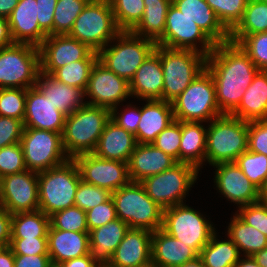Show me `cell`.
<instances>
[{"mask_svg": "<svg viewBox=\"0 0 267 267\" xmlns=\"http://www.w3.org/2000/svg\"><path fill=\"white\" fill-rule=\"evenodd\" d=\"M35 86L66 116L86 104L84 90L61 83L43 72L38 74Z\"/></svg>", "mask_w": 267, "mask_h": 267, "instance_id": "cell-31", "label": "cell"}, {"mask_svg": "<svg viewBox=\"0 0 267 267\" xmlns=\"http://www.w3.org/2000/svg\"><path fill=\"white\" fill-rule=\"evenodd\" d=\"M180 141L181 121L174 120L157 135L152 144L179 162Z\"/></svg>", "mask_w": 267, "mask_h": 267, "instance_id": "cell-49", "label": "cell"}, {"mask_svg": "<svg viewBox=\"0 0 267 267\" xmlns=\"http://www.w3.org/2000/svg\"><path fill=\"white\" fill-rule=\"evenodd\" d=\"M177 161L170 155L157 149L153 144L138 143L128 161V173L131 181L141 182L143 179L159 174Z\"/></svg>", "mask_w": 267, "mask_h": 267, "instance_id": "cell-24", "label": "cell"}, {"mask_svg": "<svg viewBox=\"0 0 267 267\" xmlns=\"http://www.w3.org/2000/svg\"><path fill=\"white\" fill-rule=\"evenodd\" d=\"M90 0H58L54 9L53 35H68L74 21Z\"/></svg>", "mask_w": 267, "mask_h": 267, "instance_id": "cell-40", "label": "cell"}, {"mask_svg": "<svg viewBox=\"0 0 267 267\" xmlns=\"http://www.w3.org/2000/svg\"><path fill=\"white\" fill-rule=\"evenodd\" d=\"M175 120L170 102L147 100L141 108V118L135 135L137 143L152 144L157 135Z\"/></svg>", "mask_w": 267, "mask_h": 267, "instance_id": "cell-29", "label": "cell"}, {"mask_svg": "<svg viewBox=\"0 0 267 267\" xmlns=\"http://www.w3.org/2000/svg\"><path fill=\"white\" fill-rule=\"evenodd\" d=\"M115 22L121 31H131L142 19L143 0H109Z\"/></svg>", "mask_w": 267, "mask_h": 267, "instance_id": "cell-41", "label": "cell"}, {"mask_svg": "<svg viewBox=\"0 0 267 267\" xmlns=\"http://www.w3.org/2000/svg\"><path fill=\"white\" fill-rule=\"evenodd\" d=\"M202 122L181 121L179 162L194 166L198 171L205 162L207 128ZM205 127V128H204Z\"/></svg>", "mask_w": 267, "mask_h": 267, "instance_id": "cell-33", "label": "cell"}, {"mask_svg": "<svg viewBox=\"0 0 267 267\" xmlns=\"http://www.w3.org/2000/svg\"><path fill=\"white\" fill-rule=\"evenodd\" d=\"M131 97L143 100L161 99L163 93V70L161 45L145 59L129 82Z\"/></svg>", "mask_w": 267, "mask_h": 267, "instance_id": "cell-22", "label": "cell"}, {"mask_svg": "<svg viewBox=\"0 0 267 267\" xmlns=\"http://www.w3.org/2000/svg\"><path fill=\"white\" fill-rule=\"evenodd\" d=\"M116 216L129 228L154 232L162 227L163 208L145 192L140 182L128 184L111 193Z\"/></svg>", "mask_w": 267, "mask_h": 267, "instance_id": "cell-5", "label": "cell"}, {"mask_svg": "<svg viewBox=\"0 0 267 267\" xmlns=\"http://www.w3.org/2000/svg\"><path fill=\"white\" fill-rule=\"evenodd\" d=\"M206 69L213 77L218 107L230 114L260 71L239 44H216L206 59Z\"/></svg>", "mask_w": 267, "mask_h": 267, "instance_id": "cell-1", "label": "cell"}, {"mask_svg": "<svg viewBox=\"0 0 267 267\" xmlns=\"http://www.w3.org/2000/svg\"><path fill=\"white\" fill-rule=\"evenodd\" d=\"M65 117L36 86L26 89L24 128L63 134Z\"/></svg>", "mask_w": 267, "mask_h": 267, "instance_id": "cell-20", "label": "cell"}, {"mask_svg": "<svg viewBox=\"0 0 267 267\" xmlns=\"http://www.w3.org/2000/svg\"><path fill=\"white\" fill-rule=\"evenodd\" d=\"M231 220L227 231L228 238L245 256H253L267 247V237L258 229L243 222L236 214Z\"/></svg>", "mask_w": 267, "mask_h": 267, "instance_id": "cell-36", "label": "cell"}, {"mask_svg": "<svg viewBox=\"0 0 267 267\" xmlns=\"http://www.w3.org/2000/svg\"><path fill=\"white\" fill-rule=\"evenodd\" d=\"M245 259H239L234 267H261L256 263L252 256H244Z\"/></svg>", "mask_w": 267, "mask_h": 267, "instance_id": "cell-64", "label": "cell"}, {"mask_svg": "<svg viewBox=\"0 0 267 267\" xmlns=\"http://www.w3.org/2000/svg\"><path fill=\"white\" fill-rule=\"evenodd\" d=\"M57 1L58 0H36L38 24L47 35H53L54 9Z\"/></svg>", "mask_w": 267, "mask_h": 267, "instance_id": "cell-56", "label": "cell"}, {"mask_svg": "<svg viewBox=\"0 0 267 267\" xmlns=\"http://www.w3.org/2000/svg\"><path fill=\"white\" fill-rule=\"evenodd\" d=\"M0 206L10 214L39 210L38 173L25 170L2 177Z\"/></svg>", "mask_w": 267, "mask_h": 267, "instance_id": "cell-16", "label": "cell"}, {"mask_svg": "<svg viewBox=\"0 0 267 267\" xmlns=\"http://www.w3.org/2000/svg\"><path fill=\"white\" fill-rule=\"evenodd\" d=\"M73 160L77 164L82 181L111 193L131 181L128 164L125 162L102 159L93 153L75 156Z\"/></svg>", "mask_w": 267, "mask_h": 267, "instance_id": "cell-15", "label": "cell"}, {"mask_svg": "<svg viewBox=\"0 0 267 267\" xmlns=\"http://www.w3.org/2000/svg\"><path fill=\"white\" fill-rule=\"evenodd\" d=\"M199 171L192 165L177 162L171 168L143 179L140 183L147 195L166 209L183 200L198 178Z\"/></svg>", "mask_w": 267, "mask_h": 267, "instance_id": "cell-11", "label": "cell"}, {"mask_svg": "<svg viewBox=\"0 0 267 267\" xmlns=\"http://www.w3.org/2000/svg\"><path fill=\"white\" fill-rule=\"evenodd\" d=\"M50 226L54 229L74 232H89L86 212L72 206L49 216Z\"/></svg>", "mask_w": 267, "mask_h": 267, "instance_id": "cell-44", "label": "cell"}, {"mask_svg": "<svg viewBox=\"0 0 267 267\" xmlns=\"http://www.w3.org/2000/svg\"><path fill=\"white\" fill-rule=\"evenodd\" d=\"M19 0H0V17L9 18Z\"/></svg>", "mask_w": 267, "mask_h": 267, "instance_id": "cell-62", "label": "cell"}, {"mask_svg": "<svg viewBox=\"0 0 267 267\" xmlns=\"http://www.w3.org/2000/svg\"><path fill=\"white\" fill-rule=\"evenodd\" d=\"M26 105V89H0V116L24 121Z\"/></svg>", "mask_w": 267, "mask_h": 267, "instance_id": "cell-45", "label": "cell"}, {"mask_svg": "<svg viewBox=\"0 0 267 267\" xmlns=\"http://www.w3.org/2000/svg\"><path fill=\"white\" fill-rule=\"evenodd\" d=\"M238 44L259 70L267 71V32L246 35Z\"/></svg>", "mask_w": 267, "mask_h": 267, "instance_id": "cell-46", "label": "cell"}, {"mask_svg": "<svg viewBox=\"0 0 267 267\" xmlns=\"http://www.w3.org/2000/svg\"><path fill=\"white\" fill-rule=\"evenodd\" d=\"M236 215L246 224L255 227L267 237V204L261 201L238 208Z\"/></svg>", "mask_w": 267, "mask_h": 267, "instance_id": "cell-50", "label": "cell"}, {"mask_svg": "<svg viewBox=\"0 0 267 267\" xmlns=\"http://www.w3.org/2000/svg\"><path fill=\"white\" fill-rule=\"evenodd\" d=\"M117 110V106L110 110L111 120H113L119 127L136 135L141 118V108L139 109L138 107L128 105V107L124 109V112L117 113Z\"/></svg>", "mask_w": 267, "mask_h": 267, "instance_id": "cell-55", "label": "cell"}, {"mask_svg": "<svg viewBox=\"0 0 267 267\" xmlns=\"http://www.w3.org/2000/svg\"><path fill=\"white\" fill-rule=\"evenodd\" d=\"M50 218L41 210L12 214L11 238L47 237Z\"/></svg>", "mask_w": 267, "mask_h": 267, "instance_id": "cell-38", "label": "cell"}, {"mask_svg": "<svg viewBox=\"0 0 267 267\" xmlns=\"http://www.w3.org/2000/svg\"><path fill=\"white\" fill-rule=\"evenodd\" d=\"M142 19L131 30L135 35L157 41L164 33L166 16L172 0H143Z\"/></svg>", "mask_w": 267, "mask_h": 267, "instance_id": "cell-34", "label": "cell"}, {"mask_svg": "<svg viewBox=\"0 0 267 267\" xmlns=\"http://www.w3.org/2000/svg\"><path fill=\"white\" fill-rule=\"evenodd\" d=\"M37 12L36 0H19L8 18L14 43L39 47L48 36L38 24Z\"/></svg>", "mask_w": 267, "mask_h": 267, "instance_id": "cell-23", "label": "cell"}, {"mask_svg": "<svg viewBox=\"0 0 267 267\" xmlns=\"http://www.w3.org/2000/svg\"><path fill=\"white\" fill-rule=\"evenodd\" d=\"M207 127L205 161L211 166L235 160L248 150V121L223 114Z\"/></svg>", "mask_w": 267, "mask_h": 267, "instance_id": "cell-3", "label": "cell"}, {"mask_svg": "<svg viewBox=\"0 0 267 267\" xmlns=\"http://www.w3.org/2000/svg\"><path fill=\"white\" fill-rule=\"evenodd\" d=\"M213 166L217 168L214 182L224 197L237 204L238 207L259 201V189L245 176L235 162H223Z\"/></svg>", "mask_w": 267, "mask_h": 267, "instance_id": "cell-19", "label": "cell"}, {"mask_svg": "<svg viewBox=\"0 0 267 267\" xmlns=\"http://www.w3.org/2000/svg\"><path fill=\"white\" fill-rule=\"evenodd\" d=\"M120 32L109 0H90L74 21L68 36L99 52Z\"/></svg>", "mask_w": 267, "mask_h": 267, "instance_id": "cell-6", "label": "cell"}, {"mask_svg": "<svg viewBox=\"0 0 267 267\" xmlns=\"http://www.w3.org/2000/svg\"><path fill=\"white\" fill-rule=\"evenodd\" d=\"M172 4L194 21L215 44L229 41L230 32L205 0H172Z\"/></svg>", "mask_w": 267, "mask_h": 267, "instance_id": "cell-28", "label": "cell"}, {"mask_svg": "<svg viewBox=\"0 0 267 267\" xmlns=\"http://www.w3.org/2000/svg\"><path fill=\"white\" fill-rule=\"evenodd\" d=\"M80 181L77 164L70 158L61 165L38 172L39 210L50 216L74 206Z\"/></svg>", "mask_w": 267, "mask_h": 267, "instance_id": "cell-4", "label": "cell"}, {"mask_svg": "<svg viewBox=\"0 0 267 267\" xmlns=\"http://www.w3.org/2000/svg\"><path fill=\"white\" fill-rule=\"evenodd\" d=\"M0 199H1V177H0Z\"/></svg>", "mask_w": 267, "mask_h": 267, "instance_id": "cell-68", "label": "cell"}, {"mask_svg": "<svg viewBox=\"0 0 267 267\" xmlns=\"http://www.w3.org/2000/svg\"><path fill=\"white\" fill-rule=\"evenodd\" d=\"M179 267H206L202 261V259L198 256L196 259L186 262Z\"/></svg>", "mask_w": 267, "mask_h": 267, "instance_id": "cell-65", "label": "cell"}, {"mask_svg": "<svg viewBox=\"0 0 267 267\" xmlns=\"http://www.w3.org/2000/svg\"><path fill=\"white\" fill-rule=\"evenodd\" d=\"M252 257L258 265L261 267H267V247L255 253Z\"/></svg>", "mask_w": 267, "mask_h": 267, "instance_id": "cell-63", "label": "cell"}, {"mask_svg": "<svg viewBox=\"0 0 267 267\" xmlns=\"http://www.w3.org/2000/svg\"><path fill=\"white\" fill-rule=\"evenodd\" d=\"M49 254L14 255V267H51Z\"/></svg>", "mask_w": 267, "mask_h": 267, "instance_id": "cell-57", "label": "cell"}, {"mask_svg": "<svg viewBox=\"0 0 267 267\" xmlns=\"http://www.w3.org/2000/svg\"><path fill=\"white\" fill-rule=\"evenodd\" d=\"M223 26L231 32L241 21L248 0H205Z\"/></svg>", "mask_w": 267, "mask_h": 267, "instance_id": "cell-43", "label": "cell"}, {"mask_svg": "<svg viewBox=\"0 0 267 267\" xmlns=\"http://www.w3.org/2000/svg\"><path fill=\"white\" fill-rule=\"evenodd\" d=\"M39 73L38 47L13 43L0 49V89L34 87Z\"/></svg>", "mask_w": 267, "mask_h": 267, "instance_id": "cell-10", "label": "cell"}, {"mask_svg": "<svg viewBox=\"0 0 267 267\" xmlns=\"http://www.w3.org/2000/svg\"><path fill=\"white\" fill-rule=\"evenodd\" d=\"M137 144L134 134L119 127L110 119L92 153L102 159L128 163Z\"/></svg>", "mask_w": 267, "mask_h": 267, "instance_id": "cell-27", "label": "cell"}, {"mask_svg": "<svg viewBox=\"0 0 267 267\" xmlns=\"http://www.w3.org/2000/svg\"><path fill=\"white\" fill-rule=\"evenodd\" d=\"M113 43L115 45L108 44L98 52V60L128 82L156 48L155 41L135 35L131 31H121Z\"/></svg>", "mask_w": 267, "mask_h": 267, "instance_id": "cell-9", "label": "cell"}, {"mask_svg": "<svg viewBox=\"0 0 267 267\" xmlns=\"http://www.w3.org/2000/svg\"><path fill=\"white\" fill-rule=\"evenodd\" d=\"M248 150L267 156V119L248 122Z\"/></svg>", "mask_w": 267, "mask_h": 267, "instance_id": "cell-53", "label": "cell"}, {"mask_svg": "<svg viewBox=\"0 0 267 267\" xmlns=\"http://www.w3.org/2000/svg\"><path fill=\"white\" fill-rule=\"evenodd\" d=\"M267 32V3L248 0L243 17L230 32L229 41L238 44L246 35Z\"/></svg>", "mask_w": 267, "mask_h": 267, "instance_id": "cell-35", "label": "cell"}, {"mask_svg": "<svg viewBox=\"0 0 267 267\" xmlns=\"http://www.w3.org/2000/svg\"><path fill=\"white\" fill-rule=\"evenodd\" d=\"M235 163L259 190L263 187L267 180V156L247 150L235 160Z\"/></svg>", "mask_w": 267, "mask_h": 267, "instance_id": "cell-42", "label": "cell"}, {"mask_svg": "<svg viewBox=\"0 0 267 267\" xmlns=\"http://www.w3.org/2000/svg\"><path fill=\"white\" fill-rule=\"evenodd\" d=\"M12 214L0 206V248L8 247L11 242Z\"/></svg>", "mask_w": 267, "mask_h": 267, "instance_id": "cell-58", "label": "cell"}, {"mask_svg": "<svg viewBox=\"0 0 267 267\" xmlns=\"http://www.w3.org/2000/svg\"><path fill=\"white\" fill-rule=\"evenodd\" d=\"M9 247L14 255L48 254V237L11 238Z\"/></svg>", "mask_w": 267, "mask_h": 267, "instance_id": "cell-51", "label": "cell"}, {"mask_svg": "<svg viewBox=\"0 0 267 267\" xmlns=\"http://www.w3.org/2000/svg\"><path fill=\"white\" fill-rule=\"evenodd\" d=\"M0 267H14V254L9 246L0 248Z\"/></svg>", "mask_w": 267, "mask_h": 267, "instance_id": "cell-61", "label": "cell"}, {"mask_svg": "<svg viewBox=\"0 0 267 267\" xmlns=\"http://www.w3.org/2000/svg\"><path fill=\"white\" fill-rule=\"evenodd\" d=\"M152 232L129 228L114 251L109 265L113 267H147L152 264Z\"/></svg>", "mask_w": 267, "mask_h": 267, "instance_id": "cell-21", "label": "cell"}, {"mask_svg": "<svg viewBox=\"0 0 267 267\" xmlns=\"http://www.w3.org/2000/svg\"><path fill=\"white\" fill-rule=\"evenodd\" d=\"M27 170L46 171L66 162L62 134L34 128H24L20 141Z\"/></svg>", "mask_w": 267, "mask_h": 267, "instance_id": "cell-13", "label": "cell"}, {"mask_svg": "<svg viewBox=\"0 0 267 267\" xmlns=\"http://www.w3.org/2000/svg\"><path fill=\"white\" fill-rule=\"evenodd\" d=\"M60 267H98L89 254L64 261L59 265Z\"/></svg>", "mask_w": 267, "mask_h": 267, "instance_id": "cell-60", "label": "cell"}, {"mask_svg": "<svg viewBox=\"0 0 267 267\" xmlns=\"http://www.w3.org/2000/svg\"><path fill=\"white\" fill-rule=\"evenodd\" d=\"M216 234L215 232L201 249L199 257L206 267H234L241 258L242 252L230 238L219 241Z\"/></svg>", "mask_w": 267, "mask_h": 267, "instance_id": "cell-37", "label": "cell"}, {"mask_svg": "<svg viewBox=\"0 0 267 267\" xmlns=\"http://www.w3.org/2000/svg\"><path fill=\"white\" fill-rule=\"evenodd\" d=\"M129 226L119 218L89 231V255L97 265H106L124 238Z\"/></svg>", "mask_w": 267, "mask_h": 267, "instance_id": "cell-30", "label": "cell"}, {"mask_svg": "<svg viewBox=\"0 0 267 267\" xmlns=\"http://www.w3.org/2000/svg\"><path fill=\"white\" fill-rule=\"evenodd\" d=\"M230 114L248 122L267 119V71L256 74L240 104Z\"/></svg>", "mask_w": 267, "mask_h": 267, "instance_id": "cell-32", "label": "cell"}, {"mask_svg": "<svg viewBox=\"0 0 267 267\" xmlns=\"http://www.w3.org/2000/svg\"><path fill=\"white\" fill-rule=\"evenodd\" d=\"M24 124L22 120L0 116V149L20 143Z\"/></svg>", "mask_w": 267, "mask_h": 267, "instance_id": "cell-54", "label": "cell"}, {"mask_svg": "<svg viewBox=\"0 0 267 267\" xmlns=\"http://www.w3.org/2000/svg\"><path fill=\"white\" fill-rule=\"evenodd\" d=\"M98 267H113V266L106 264V265H98Z\"/></svg>", "mask_w": 267, "mask_h": 267, "instance_id": "cell-67", "label": "cell"}, {"mask_svg": "<svg viewBox=\"0 0 267 267\" xmlns=\"http://www.w3.org/2000/svg\"><path fill=\"white\" fill-rule=\"evenodd\" d=\"M51 267H60L59 265H52Z\"/></svg>", "mask_w": 267, "mask_h": 267, "instance_id": "cell-70", "label": "cell"}, {"mask_svg": "<svg viewBox=\"0 0 267 267\" xmlns=\"http://www.w3.org/2000/svg\"><path fill=\"white\" fill-rule=\"evenodd\" d=\"M115 219H117L115 204L111 197L106 202L86 211V220L89 231L103 226Z\"/></svg>", "mask_w": 267, "mask_h": 267, "instance_id": "cell-52", "label": "cell"}, {"mask_svg": "<svg viewBox=\"0 0 267 267\" xmlns=\"http://www.w3.org/2000/svg\"><path fill=\"white\" fill-rule=\"evenodd\" d=\"M85 97H91L86 104L112 109L126 100L130 93L129 82L110 71L99 60L92 67Z\"/></svg>", "mask_w": 267, "mask_h": 267, "instance_id": "cell-17", "label": "cell"}, {"mask_svg": "<svg viewBox=\"0 0 267 267\" xmlns=\"http://www.w3.org/2000/svg\"><path fill=\"white\" fill-rule=\"evenodd\" d=\"M111 197V192L92 184L80 181L76 193L74 206L79 207L85 212L95 206L106 202Z\"/></svg>", "mask_w": 267, "mask_h": 267, "instance_id": "cell-47", "label": "cell"}, {"mask_svg": "<svg viewBox=\"0 0 267 267\" xmlns=\"http://www.w3.org/2000/svg\"><path fill=\"white\" fill-rule=\"evenodd\" d=\"M156 45L171 49L194 50L208 56L216 44L194 21L184 16L177 7L171 4L166 16L164 33L156 41Z\"/></svg>", "mask_w": 267, "mask_h": 267, "instance_id": "cell-14", "label": "cell"}, {"mask_svg": "<svg viewBox=\"0 0 267 267\" xmlns=\"http://www.w3.org/2000/svg\"><path fill=\"white\" fill-rule=\"evenodd\" d=\"M40 72L52 75L58 68L84 60L93 50L68 35H48L38 47Z\"/></svg>", "mask_w": 267, "mask_h": 267, "instance_id": "cell-18", "label": "cell"}, {"mask_svg": "<svg viewBox=\"0 0 267 267\" xmlns=\"http://www.w3.org/2000/svg\"><path fill=\"white\" fill-rule=\"evenodd\" d=\"M48 254L52 265L89 254V232L48 230Z\"/></svg>", "mask_w": 267, "mask_h": 267, "instance_id": "cell-26", "label": "cell"}, {"mask_svg": "<svg viewBox=\"0 0 267 267\" xmlns=\"http://www.w3.org/2000/svg\"><path fill=\"white\" fill-rule=\"evenodd\" d=\"M110 119V109L89 104L67 115L62 134L66 155L73 159L81 154L92 153Z\"/></svg>", "mask_w": 267, "mask_h": 267, "instance_id": "cell-2", "label": "cell"}, {"mask_svg": "<svg viewBox=\"0 0 267 267\" xmlns=\"http://www.w3.org/2000/svg\"><path fill=\"white\" fill-rule=\"evenodd\" d=\"M9 27V20L4 17H0V49L13 44Z\"/></svg>", "mask_w": 267, "mask_h": 267, "instance_id": "cell-59", "label": "cell"}, {"mask_svg": "<svg viewBox=\"0 0 267 267\" xmlns=\"http://www.w3.org/2000/svg\"><path fill=\"white\" fill-rule=\"evenodd\" d=\"M152 264L156 267H179L199 254L189 245L170 236L161 228L152 232Z\"/></svg>", "mask_w": 267, "mask_h": 267, "instance_id": "cell-25", "label": "cell"}, {"mask_svg": "<svg viewBox=\"0 0 267 267\" xmlns=\"http://www.w3.org/2000/svg\"><path fill=\"white\" fill-rule=\"evenodd\" d=\"M171 104L174 118L178 121L210 122L223 115L218 107L213 77L207 69Z\"/></svg>", "mask_w": 267, "mask_h": 267, "instance_id": "cell-8", "label": "cell"}, {"mask_svg": "<svg viewBox=\"0 0 267 267\" xmlns=\"http://www.w3.org/2000/svg\"><path fill=\"white\" fill-rule=\"evenodd\" d=\"M27 170L21 143L0 149V177L17 174Z\"/></svg>", "mask_w": 267, "mask_h": 267, "instance_id": "cell-48", "label": "cell"}, {"mask_svg": "<svg viewBox=\"0 0 267 267\" xmlns=\"http://www.w3.org/2000/svg\"><path fill=\"white\" fill-rule=\"evenodd\" d=\"M98 60V52L92 51L84 60L68 63L51 76L69 86L86 90L92 67Z\"/></svg>", "mask_w": 267, "mask_h": 267, "instance_id": "cell-39", "label": "cell"}, {"mask_svg": "<svg viewBox=\"0 0 267 267\" xmlns=\"http://www.w3.org/2000/svg\"><path fill=\"white\" fill-rule=\"evenodd\" d=\"M207 56L188 49L161 46L162 100L172 102L206 69Z\"/></svg>", "mask_w": 267, "mask_h": 267, "instance_id": "cell-7", "label": "cell"}, {"mask_svg": "<svg viewBox=\"0 0 267 267\" xmlns=\"http://www.w3.org/2000/svg\"><path fill=\"white\" fill-rule=\"evenodd\" d=\"M259 201L267 204V180L264 183L263 187L259 190Z\"/></svg>", "mask_w": 267, "mask_h": 267, "instance_id": "cell-66", "label": "cell"}, {"mask_svg": "<svg viewBox=\"0 0 267 267\" xmlns=\"http://www.w3.org/2000/svg\"><path fill=\"white\" fill-rule=\"evenodd\" d=\"M147 267H156V266H154L153 264H151V265H149V266H147Z\"/></svg>", "mask_w": 267, "mask_h": 267, "instance_id": "cell-69", "label": "cell"}, {"mask_svg": "<svg viewBox=\"0 0 267 267\" xmlns=\"http://www.w3.org/2000/svg\"><path fill=\"white\" fill-rule=\"evenodd\" d=\"M184 204L163 209L161 229L200 254L216 231L202 214Z\"/></svg>", "mask_w": 267, "mask_h": 267, "instance_id": "cell-12", "label": "cell"}]
</instances>
